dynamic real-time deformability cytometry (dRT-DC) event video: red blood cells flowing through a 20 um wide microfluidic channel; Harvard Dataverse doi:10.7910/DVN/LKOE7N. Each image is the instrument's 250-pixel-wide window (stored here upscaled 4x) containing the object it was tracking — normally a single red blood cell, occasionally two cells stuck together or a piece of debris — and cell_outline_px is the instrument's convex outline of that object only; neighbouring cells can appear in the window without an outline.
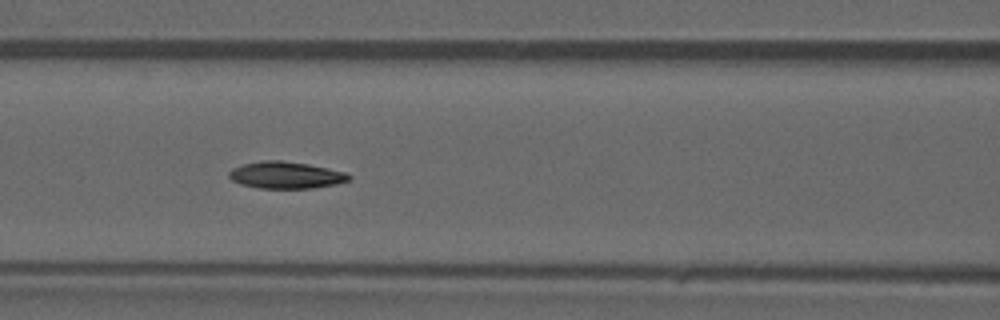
{"species": "common noctule bat (a hibernating species)", "species_latin": "Nyctalus noctula", "temperature_condition": "warm", "stored_images_in_passage": 47, "camera_frame_rate_fps": 3000, "um_per_image_px": 0.085, "animal": {"sex": "male", "forearm_length_mm": 52.5}, "frame": {"image": 1, "passage_image": 20, "time_ms": 6.333, "image_size_px": [1000, 320], "cell_outline_px": [[352, 176], [348, 180], [336, 184], [312, 188], [260, 188], [240, 184], [232, 180], [228, 176], [228, 172], [232, 168], [240, 164], [260, 160], [280, 160], [308, 164], [348, 172]], "centroid_in_image_um": [24.27, 14.87], "position_along_channel_um": 142.3, "area_um2": 18.96}}